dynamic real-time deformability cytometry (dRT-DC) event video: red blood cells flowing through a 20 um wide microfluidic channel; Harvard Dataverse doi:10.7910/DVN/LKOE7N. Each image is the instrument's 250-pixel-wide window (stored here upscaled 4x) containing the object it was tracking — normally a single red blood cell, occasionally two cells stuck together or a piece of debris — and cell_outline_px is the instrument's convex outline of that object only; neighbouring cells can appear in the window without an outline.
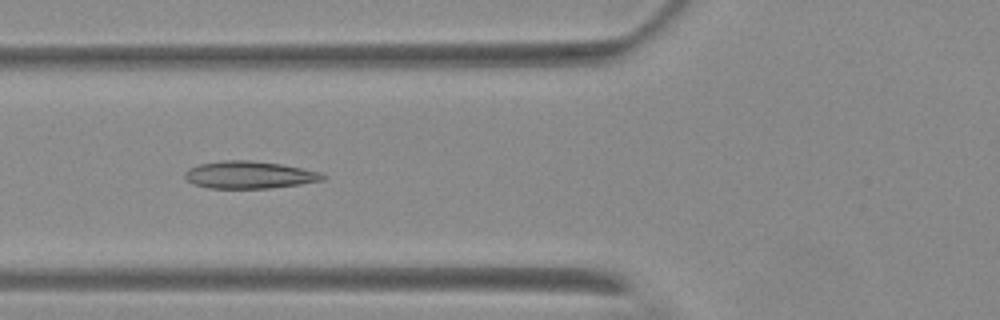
{"species": "Egyptian fruit bat (a non-hibernating species)", "species_latin": "Rousettus aegyptiacus", "temperature_condition": "warm", "stored_images_in_passage": 8, "camera_frame_rate_fps": 3000, "um_per_image_px": 0.085, "animal": {"sex": "female"}, "frame": {"image": 1, "passage_image": 5, "time_ms": 4.667, "image_size_px": [1000, 320], "cell_outline_px": [[324, 180], [300, 184], [272, 188], [208, 188], [192, 184], [184, 176], [184, 172], [188, 168], [196, 164], [224, 160], [248, 160], [280, 164], [320, 172], [324, 176]], "centroid_in_image_um": [21.12, 14.86], "position_along_channel_um": 104.7, "area_um2": 21.96}}
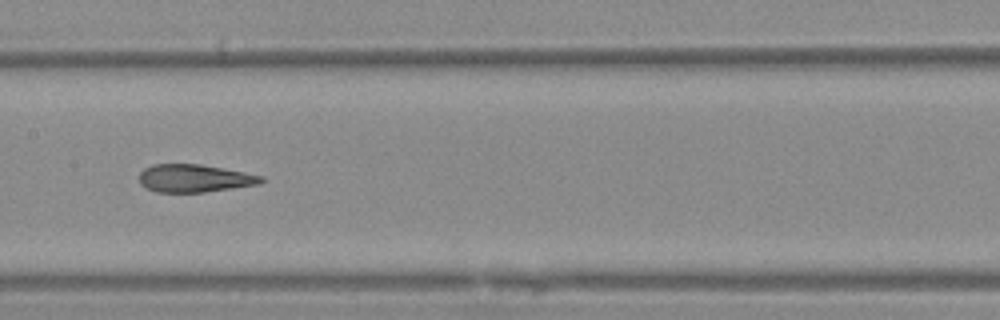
{"frame": {"image": 2, "passage_image": 7, "time_ms": 7.0, "image_size_px": [1000, 320], "cell_outline_px": [[264, 180], [260, 184], [204, 192], [156, 192], [140, 184], [140, 172], [144, 168], [152, 164], [200, 164], [244, 172], [264, 176]], "centroid_in_image_um": [16.53, 15.15], "position_along_channel_um": 190.9, "area_um2": 19.71}}
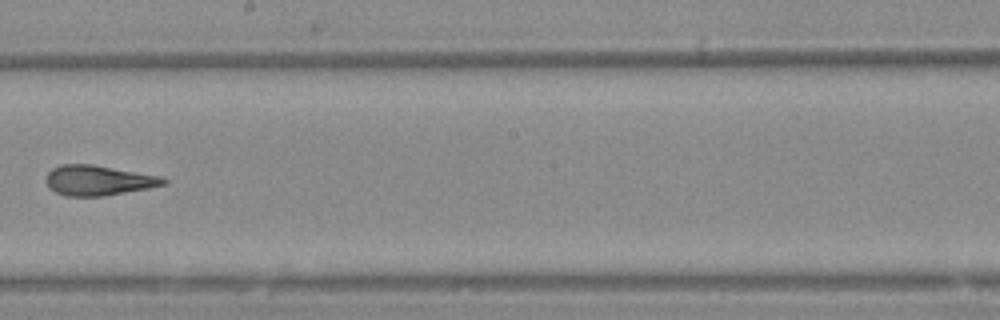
{"frame": {"image": 3, "passage_image": 8, "time_ms": 8.333, "image_size_px": [1000, 320], "cell_outline_px": [[168, 180], [164, 184], [148, 188], [104, 196], [64, 196], [56, 192], [48, 184], [48, 172], [52, 168], [60, 164], [92, 164], [160, 176]], "centroid_in_image_um": [8.36, 15.33], "position_along_channel_um": 239.8, "area_um2": 20.29}}